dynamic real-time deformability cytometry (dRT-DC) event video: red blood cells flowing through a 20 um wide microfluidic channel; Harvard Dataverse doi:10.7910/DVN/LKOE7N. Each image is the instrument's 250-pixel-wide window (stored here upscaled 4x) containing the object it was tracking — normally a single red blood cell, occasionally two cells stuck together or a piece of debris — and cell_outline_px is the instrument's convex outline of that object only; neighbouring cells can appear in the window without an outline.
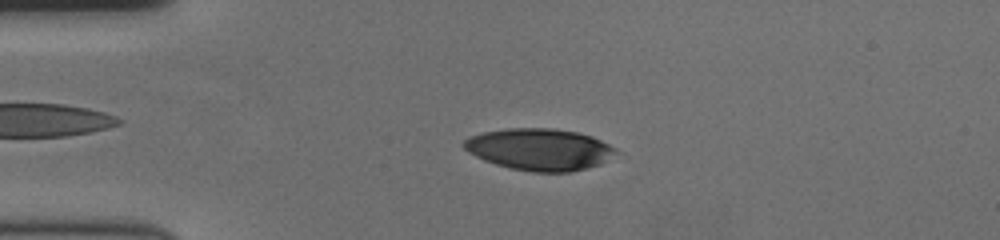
{"species": "human", "species_latin": "Homo sapiens", "temperature_condition": "cold", "stored_images_in_passage": 53, "camera_frame_rate_fps": 3000, "um_per_image_px": 0.085, "donor": {"sex": "female"}, "frame": {"image": 1, "passage_image": 14, "time_ms": 4.333, "image_size_px": [1000, 240], "cell_outline_px": [[616, 152], [600, 164], [588, 168], [572, 172], [532, 172], [508, 168], [484, 160], [468, 152], [460, 144], [468, 136], [484, 132], [508, 128], [552, 128], [576, 132], [592, 136], [616, 148]], "centroid_in_image_um": [45.81, 12.7], "position_along_channel_um": 39.2, "area_um2": 37.05}}
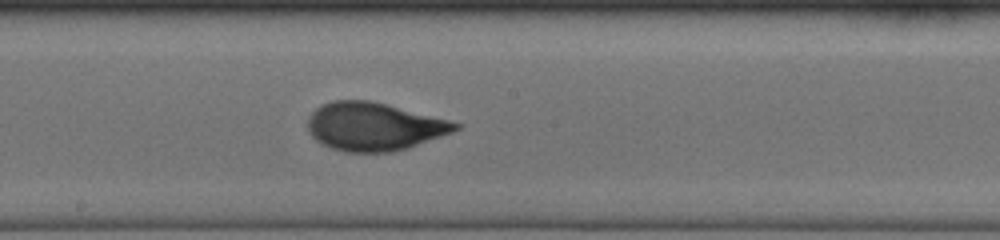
{"frame": {"image": 2, "passage_image": 32, "time_ms": 10.333, "image_size_px": [1000, 240], "cell_outline_px": [[460, 128], [452, 132], [408, 148], [392, 152], [344, 152], [320, 144], [308, 132], [308, 116], [320, 104], [332, 100], [368, 100], [448, 120], [460, 124]], "centroid_in_image_um": [31.73, 10.76], "position_along_channel_um": 216.5, "area_um2": 41.15}}
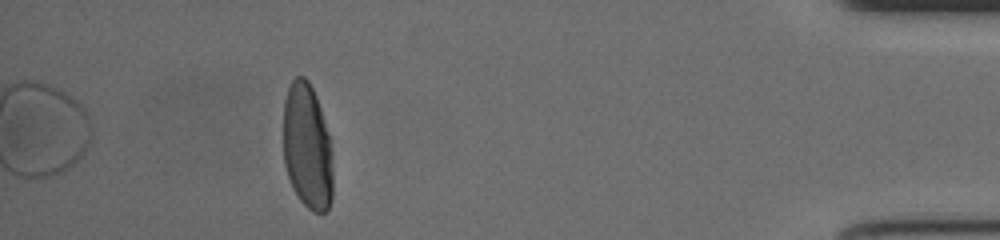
{"frame": {"image": 3, "passage_image": 53, "time_ms": 17.333, "image_size_px": [1000, 240], "cell_outline_px": [[332, 200], [328, 208], [324, 212], [312, 212], [300, 200], [292, 188], [284, 164], [284, 100], [288, 88], [292, 80], [296, 76], [304, 76], [308, 80], [316, 96], [328, 132], [332, 168]], "centroid_in_image_um": [26.1, 12.48], "position_along_channel_um": 409.1, "area_um2": 36.24}, "authors_computed_cell_mechanics": {"area_um2": 39.6508, "velocity_mm_per_s": 3.5509, "shape_relaxation_time_tau1_ms": 4.7062, "shape_relaxation_time_tau2_ms": 0.9283, "deformation_change_tau1": 0.2083, "deformation_change_tau2": 0.0622}}